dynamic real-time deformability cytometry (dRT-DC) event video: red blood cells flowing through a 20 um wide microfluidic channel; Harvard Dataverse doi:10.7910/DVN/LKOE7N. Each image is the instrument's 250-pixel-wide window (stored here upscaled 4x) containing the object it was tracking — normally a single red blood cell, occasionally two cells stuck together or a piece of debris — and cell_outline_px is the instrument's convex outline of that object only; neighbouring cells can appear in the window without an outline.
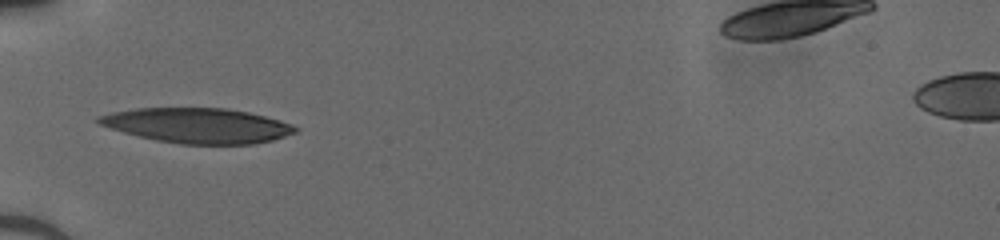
{"species": "human", "species_latin": "Homo sapiens", "temperature_condition": "cold", "stored_images_in_passage": 33, "camera_frame_rate_fps": 3000, "um_per_image_px": 0.085, "donor": {"sex": "male"}, "frame": {"image": 1, "passage_image": 1, "time_ms": 0.0, "image_size_px": [1000, 240], "cell_outline_px": [[300, 128], [296, 132], [272, 140], [252, 144], [180, 144], [156, 140], [124, 132], [100, 124], [96, 120], [96, 116], [112, 112], [136, 108], [228, 108], [248, 112], [280, 120], [292, 124]], "centroid_in_image_um": [16.81, 10.66], "position_along_channel_um": 68.2, "area_um2": 39.94}}
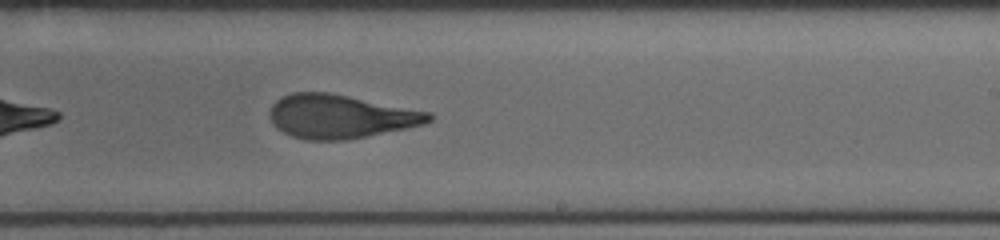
{"frame": {"image": 2, "passage_image": 15, "time_ms": 4.667, "image_size_px": [1000, 240], "cell_outline_px": [[432, 120], [420, 124], [404, 128], [344, 140], [308, 140], [292, 136], [276, 128], [268, 112], [272, 104], [280, 96], [292, 92], [328, 92], [428, 112], [432, 116]], "centroid_in_image_um": [28.82, 9.89], "position_along_channel_um": 260.2, "area_um2": 39.82}}
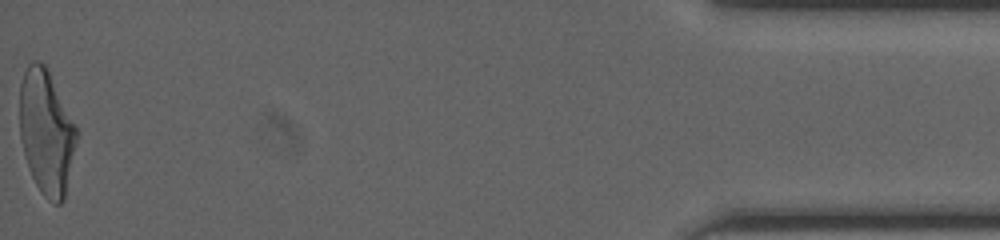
{"frame": {"image": 3, "passage_image": 33, "time_ms": 10.667, "image_size_px": [1000, 240], "cell_outline_px": [[80, 132], [64, 200], [60, 204], [56, 204], [48, 200], [40, 192], [28, 168], [20, 136], [20, 84], [24, 72], [28, 64], [32, 60], [40, 60], [44, 64]], "centroid_in_image_um": [3.96, 11.26], "position_along_channel_um": 431.2, "area_um2": 41.56}}